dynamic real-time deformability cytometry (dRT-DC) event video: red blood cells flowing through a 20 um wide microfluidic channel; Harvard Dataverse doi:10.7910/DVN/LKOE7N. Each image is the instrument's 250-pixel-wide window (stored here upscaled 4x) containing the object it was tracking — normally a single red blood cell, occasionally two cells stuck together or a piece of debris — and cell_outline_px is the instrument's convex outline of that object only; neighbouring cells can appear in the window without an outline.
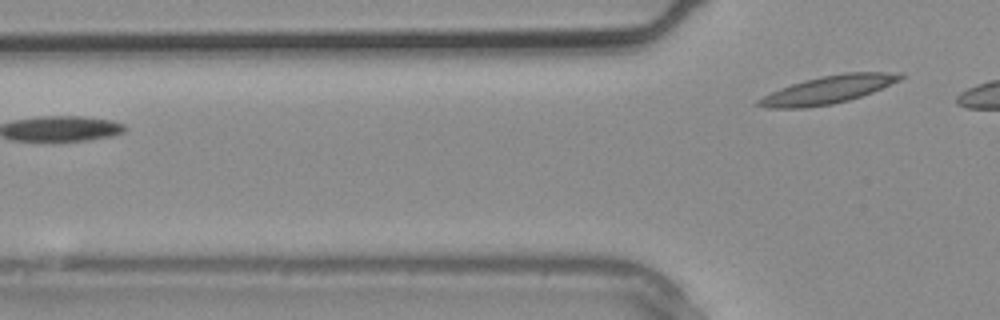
{"species": "common noctule bat (a hibernating species)", "species_latin": "Nyctalus noctula", "temperature_condition": "warm", "stored_images_in_passage": 3, "camera_frame_rate_fps": 3000, "um_per_image_px": 0.085, "animal": {"sex": "male", "body_mass_g": 20.4}, "frame": {"image": 1, "passage_image": 3, "time_ms": 0.667, "image_size_px": [1000, 320], "cell_outline_px": [[904, 76], [900, 80], [872, 92], [848, 100], [832, 104], [804, 108], [768, 108], [752, 104], [756, 100], [780, 88], [804, 80], [820, 76], [844, 72], [904, 72]], "centroid_in_image_um": [70.38, 7.62], "position_along_channel_um": 55.4, "area_um2": 23.0}}